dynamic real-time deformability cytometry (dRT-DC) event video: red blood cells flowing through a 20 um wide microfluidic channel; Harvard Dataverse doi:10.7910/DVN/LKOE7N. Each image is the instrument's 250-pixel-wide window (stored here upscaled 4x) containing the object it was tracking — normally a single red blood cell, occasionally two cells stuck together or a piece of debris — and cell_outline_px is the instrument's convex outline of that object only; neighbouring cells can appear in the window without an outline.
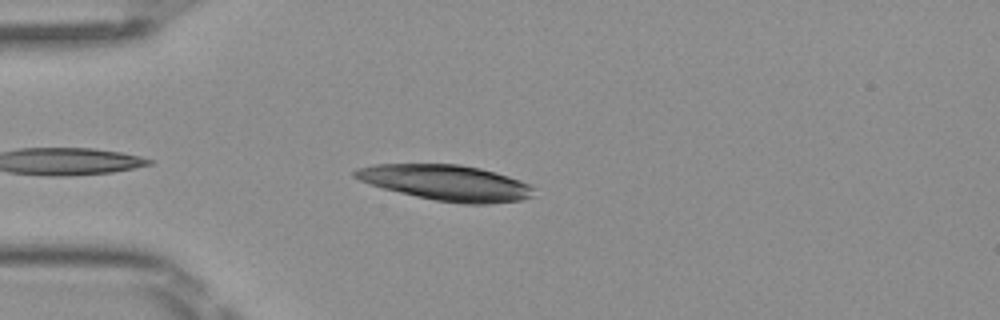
{"species": "Egyptian fruit bat (a non-hibernating species)", "species_latin": "Rousettus aegyptiacus", "temperature_condition": "room temperature", "stored_images_in_passage": 32, "camera_frame_rate_fps": 3000, "um_per_image_px": 0.085, "frame": {"image": 1, "passage_image": 3, "time_ms": 0.667, "image_size_px": [1000, 320], "cell_outline_px": [[532, 196], [520, 200], [488, 204], [464, 204], [436, 200], [416, 196], [384, 188], [360, 180], [352, 176], [352, 172], [356, 168], [372, 164], [460, 164], [480, 168], [496, 172], [532, 184]], "centroid_in_image_um": [37.93, 15.52], "position_along_channel_um": 47.1, "area_um2": 36.99}}